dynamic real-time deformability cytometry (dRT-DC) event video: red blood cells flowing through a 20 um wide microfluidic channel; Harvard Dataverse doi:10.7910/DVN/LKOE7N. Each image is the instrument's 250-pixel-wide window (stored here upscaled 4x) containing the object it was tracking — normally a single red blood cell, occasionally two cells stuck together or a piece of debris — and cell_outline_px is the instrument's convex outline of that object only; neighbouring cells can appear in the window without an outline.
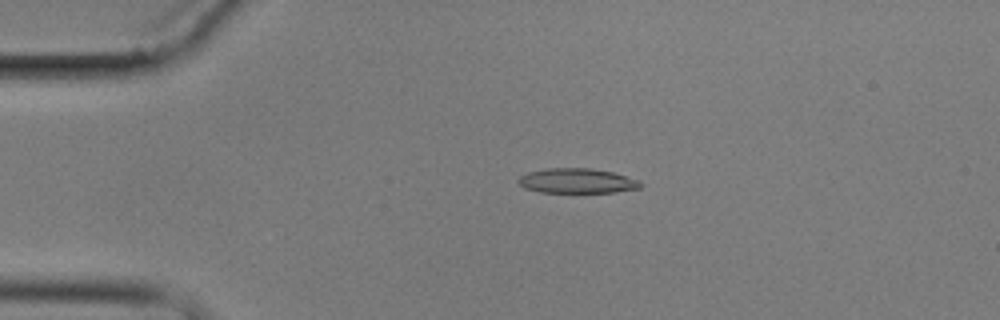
{"species": "common noctule bat (a hibernating species)", "species_latin": "Nyctalus noctula", "temperature_condition": "cold", "stored_images_in_passage": 5, "camera_frame_rate_fps": 3000, "um_per_image_px": 0.085, "animal": {"sex": "male", "body_mass_g": 17.9}, "frame": {"image": 1, "passage_image": 4, "time_ms": 3.667, "image_size_px": [1000, 320], "cell_outline_px": [[644, 184], [640, 188], [616, 192], [540, 192], [524, 188], [516, 180], [520, 176], [528, 172], [548, 168], [592, 168], [612, 172], [640, 180]], "centroid_in_image_um": [49.06, 15.37], "position_along_channel_um": 35.9, "area_um2": 17.74}}